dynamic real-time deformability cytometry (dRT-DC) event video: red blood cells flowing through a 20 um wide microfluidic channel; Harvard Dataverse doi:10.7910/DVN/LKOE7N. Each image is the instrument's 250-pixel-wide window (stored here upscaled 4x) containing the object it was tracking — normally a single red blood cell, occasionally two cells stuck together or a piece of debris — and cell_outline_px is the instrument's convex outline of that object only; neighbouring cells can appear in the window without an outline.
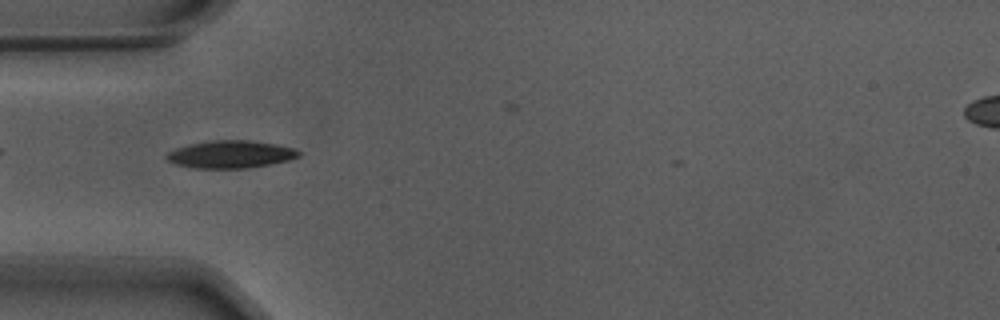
{"species": "Egyptian fruit bat (a non-hibernating species)", "species_latin": "Rousettus aegyptiacus", "temperature_condition": "warm", "stored_images_in_passage": 26, "camera_frame_rate_fps": 3000, "um_per_image_px": 0.085, "animal": {"sex": "male"}, "frame": {"image": 1, "passage_image": 3, "time_ms": 0.667, "image_size_px": [1000, 320], "cell_outline_px": [[300, 156], [288, 160], [272, 164], [248, 168], [192, 168], [176, 164], [168, 160], [164, 156], [168, 152], [176, 148], [192, 144], [212, 140], [248, 140], [276, 144], [296, 148], [300, 152]], "centroid_in_image_um": [19.63, 13.12], "position_along_channel_um": 65.4, "area_um2": 21.21}}
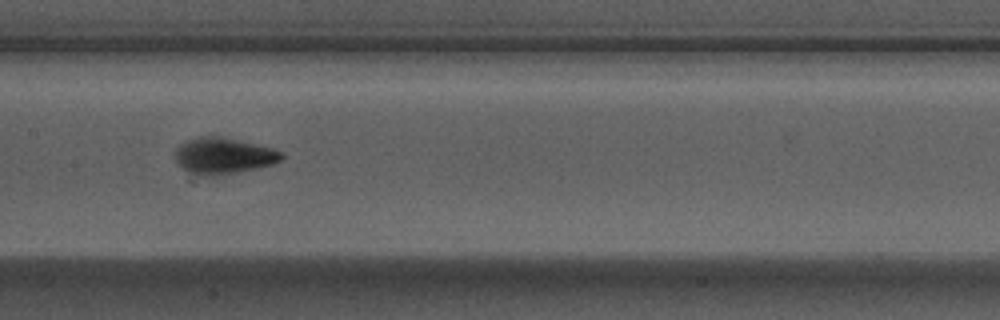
{"frame": {"image": 2, "passage_image": 13, "time_ms": 4.0, "image_size_px": [1000, 320], "cell_outline_px": [[284, 156], [280, 160], [272, 164], [256, 168], [212, 176], [200, 176], [184, 168], [176, 160], [176, 148], [180, 144], [188, 140], [204, 136], [212, 136], [236, 140], [272, 148], [280, 152]], "centroid_in_image_um": [18.98, 13.25], "position_along_channel_um": 188.4, "area_um2": 21.68}}
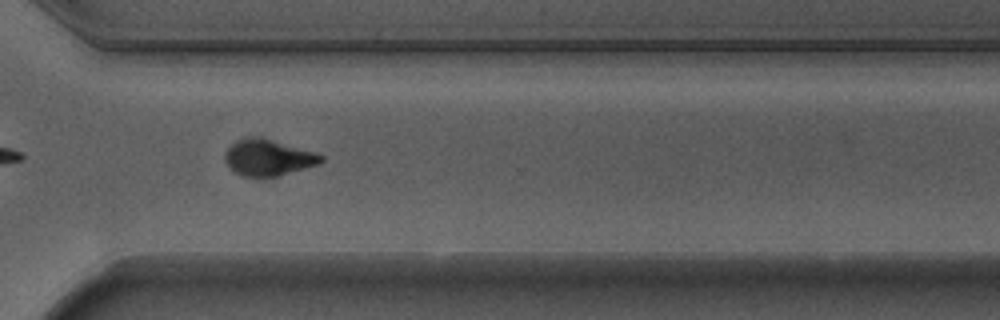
{"frame": {"image": 3, "passage_image": 26, "time_ms": 8.333, "image_size_px": [1000, 320], "cell_outline_px": [[324, 160], [316, 164], [304, 168], [276, 176], [240, 176], [224, 160], [224, 152], [236, 140], [248, 136], [260, 136], [312, 152], [324, 156]], "centroid_in_image_um": [22.73, 13.37], "position_along_channel_um": 347.9, "area_um2": 19.88}}